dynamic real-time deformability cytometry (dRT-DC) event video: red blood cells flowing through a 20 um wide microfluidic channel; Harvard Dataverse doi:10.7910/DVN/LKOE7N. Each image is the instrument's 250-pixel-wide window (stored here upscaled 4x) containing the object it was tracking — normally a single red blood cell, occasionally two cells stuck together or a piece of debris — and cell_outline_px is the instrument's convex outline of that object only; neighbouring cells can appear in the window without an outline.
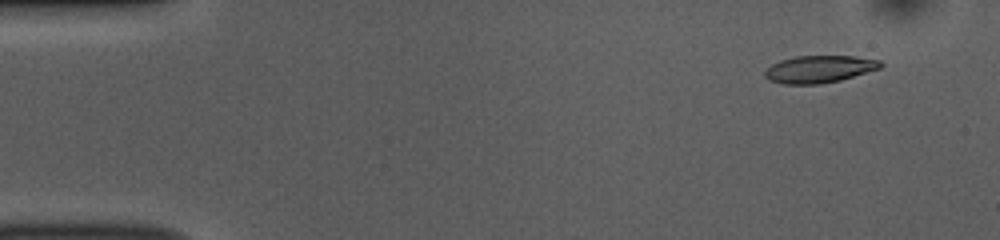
{"species": "common noctule bat (a hibernating species)", "species_latin": "Nyctalus noctula", "temperature_condition": "room temperature", "stored_images_in_passage": 51, "camera_frame_rate_fps": 3000, "um_per_image_px": 0.085, "animal": {"sex": "female", "body_mass_g": 10.0, "forearm_length_mm": 53.1}, "frame": {"image": 1, "passage_image": 4, "time_ms": 1.0, "image_size_px": [1000, 240], "cell_outline_px": [[884, 64], [880, 68], [840, 80], [820, 84], [784, 84], [768, 80], [764, 76], [764, 72], [772, 64], [780, 60], [796, 56], [852, 56], [880, 60]], "centroid_in_image_um": [69.62, 5.87], "position_along_channel_um": 15.4, "area_um2": 18.32}}
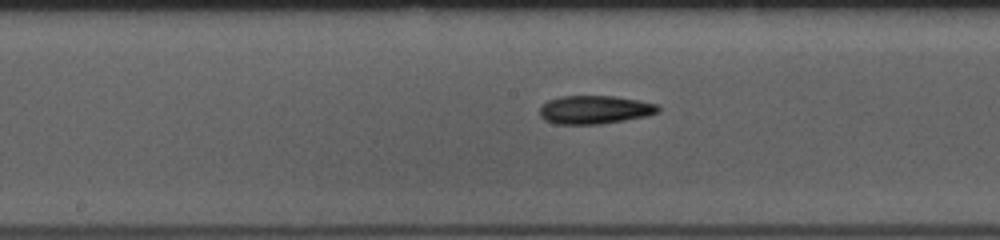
{"frame": {"image": 2, "passage_image": 26, "time_ms": 8.333, "image_size_px": [1000, 240], "cell_outline_px": [[660, 112], [644, 116], [624, 120], [600, 124], [556, 124], [544, 120], [540, 116], [540, 108], [548, 100], [564, 96], [612, 96], [660, 104]], "centroid_in_image_um": [50.56, 9.33], "position_along_channel_um": 197.6, "area_um2": 19.48}}
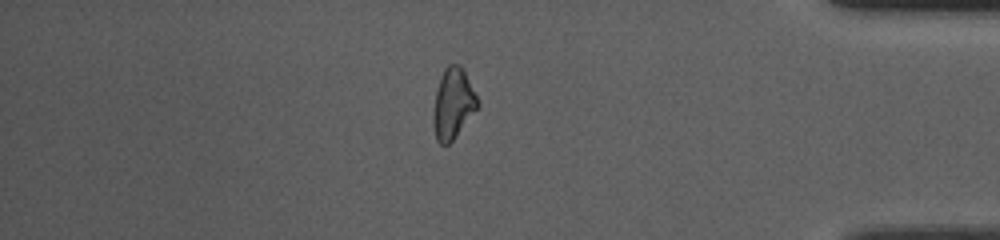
{"frame": {"image": 3, "passage_image": 44, "time_ms": 14.333, "image_size_px": [1000, 240], "cell_outline_px": [[480, 104], [456, 136], [448, 144], [440, 144], [436, 140], [432, 124], [432, 116], [436, 88], [440, 76], [444, 68], [448, 64], [460, 64], [464, 68]], "centroid_in_image_um": [38.48, 8.78], "position_along_channel_um": 396.7, "area_um2": 18.44}, "authors_computed_cell_mechanics": {"area_um2": 18.8428, "velocity_mm_per_s": 3.8524, "shape_relaxation_time_tau1_ms": 6.158, "shape_relaxation_time_tau2_ms": 4.0188, "deformation_change_tau1": 0.1779, "deformation_change_tau2": 0.1255}}